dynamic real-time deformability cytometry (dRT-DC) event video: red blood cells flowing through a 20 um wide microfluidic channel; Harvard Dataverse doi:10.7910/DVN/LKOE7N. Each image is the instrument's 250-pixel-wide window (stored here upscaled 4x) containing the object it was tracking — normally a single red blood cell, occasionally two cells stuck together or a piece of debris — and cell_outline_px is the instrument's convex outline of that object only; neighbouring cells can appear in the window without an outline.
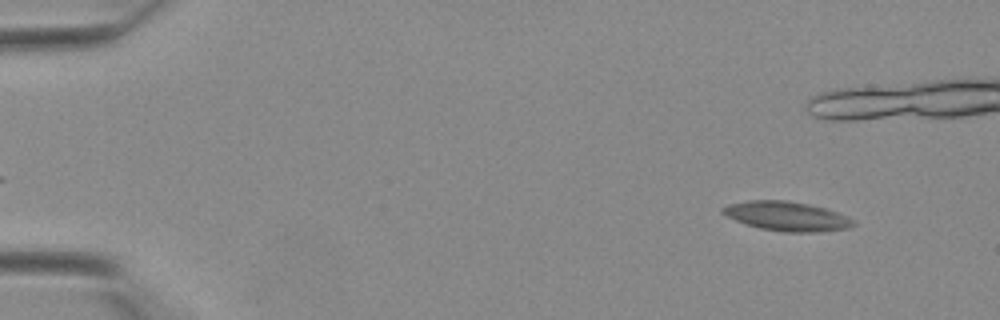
{"species": "Egyptian fruit bat (a non-hibernating species)", "species_latin": "Rousettus aegyptiacus", "temperature_condition": "warm", "stored_images_in_passage": 41, "camera_frame_rate_fps": 3000, "um_per_image_px": 0.085, "animal": {"sex": "female"}, "frame": {"image": 1, "passage_image": 4, "time_ms": 1.0, "image_size_px": [1000, 320], "cell_outline_px": [[856, 224], [848, 228], [820, 232], [784, 232], [760, 228], [736, 220], [720, 212], [720, 208], [728, 204], [748, 200], [788, 200], [808, 204], [824, 208], [848, 216]], "centroid_in_image_um": [66.87, 18.37], "position_along_channel_um": 18.1, "area_um2": 22.25}}
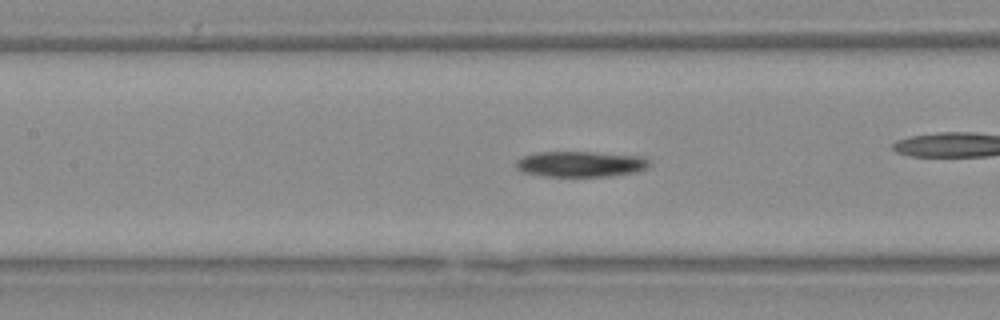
{"frame": {"image": 2, "passage_image": 20, "time_ms": 6.333, "image_size_px": [1000, 320], "cell_outline_px": [[648, 164], [644, 168], [636, 172], [608, 176], [544, 176], [524, 172], [516, 168], [516, 160], [524, 156], [536, 152], [596, 152], [648, 156]], "centroid_in_image_um": [49.36, 13.93], "position_along_channel_um": 158.0, "area_um2": 19.94}}